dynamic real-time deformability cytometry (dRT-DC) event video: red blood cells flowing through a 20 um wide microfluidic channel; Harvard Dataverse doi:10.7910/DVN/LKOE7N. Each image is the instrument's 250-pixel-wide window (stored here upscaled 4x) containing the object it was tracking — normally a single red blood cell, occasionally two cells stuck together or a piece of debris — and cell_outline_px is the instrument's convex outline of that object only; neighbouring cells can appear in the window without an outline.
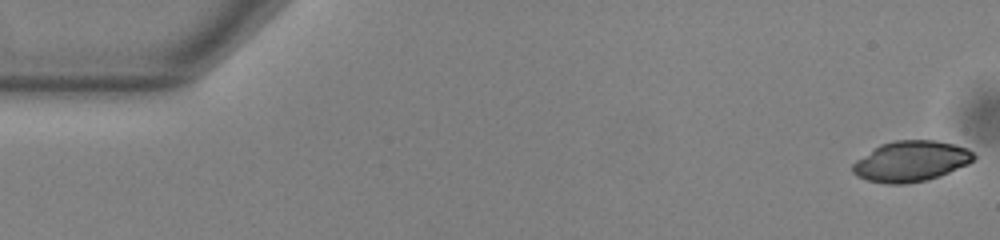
{"species": "common noctule bat (a hibernating species)", "species_latin": "Nyctalus noctula", "temperature_condition": "warm", "stored_images_in_passage": 53, "camera_frame_rate_fps": 3000, "um_per_image_px": 0.085, "animal": {"sex": "male", "body_mass_g": 13.0, "forearm_length_mm": 53.1}, "frame": {"image": 1, "passage_image": 1, "time_ms": 0.0, "image_size_px": [1000, 240], "cell_outline_px": [[976, 156], [968, 164], [940, 176], [928, 180], [904, 184], [888, 184], [868, 180], [856, 176], [852, 172], [852, 164], [856, 160], [880, 144], [896, 140], [936, 140], [968, 148]], "centroid_in_image_um": [77.42, 13.71], "position_along_channel_um": 7.6, "area_um2": 28.67}}
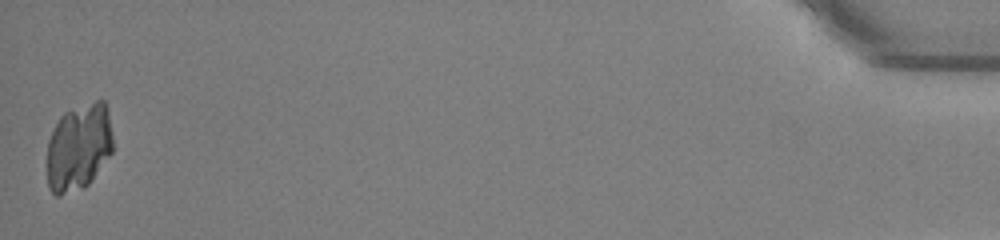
{"frame": {"image": 2, "passage_image": 53, "time_ms": 17.333, "image_size_px": [1000, 240], "cell_outline_px": [[112, 152], [88, 184], [84, 188], [60, 196], [56, 196], [48, 188], [48, 140], [60, 116], [64, 112], [96, 100], [104, 100], [108, 108], [112, 136]], "centroid_in_image_um": [6.69, 12.51], "position_along_channel_um": 428.5, "area_um2": 33.35}}